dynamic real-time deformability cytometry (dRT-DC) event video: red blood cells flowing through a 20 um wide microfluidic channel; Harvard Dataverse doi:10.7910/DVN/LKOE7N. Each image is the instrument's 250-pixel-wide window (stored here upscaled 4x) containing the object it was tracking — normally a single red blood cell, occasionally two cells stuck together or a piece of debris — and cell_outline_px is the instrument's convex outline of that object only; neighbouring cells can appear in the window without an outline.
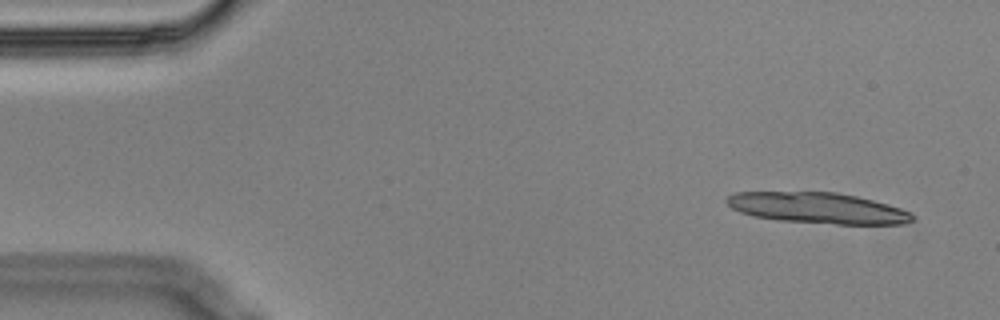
{"species": "Egyptian fruit bat (a non-hibernating species)", "species_latin": "Rousettus aegyptiacus", "temperature_condition": "cold", "stored_images_in_passage": 6, "camera_frame_rate_fps": 3000, "um_per_image_px": 0.085, "animal": {"sex": "male"}, "frame": {"image": 1, "passage_image": 1, "time_ms": 0.0, "image_size_px": [1000, 320], "cell_outline_px": [[912, 220], [904, 224], [836, 224], [776, 220], [752, 216], [740, 212], [732, 208], [724, 200], [728, 196], [736, 192], [836, 192], [856, 196], [888, 204], [912, 212]], "centroid_in_image_um": [69.48, 17.68], "position_along_channel_um": 15.5, "area_um2": 33.41}}
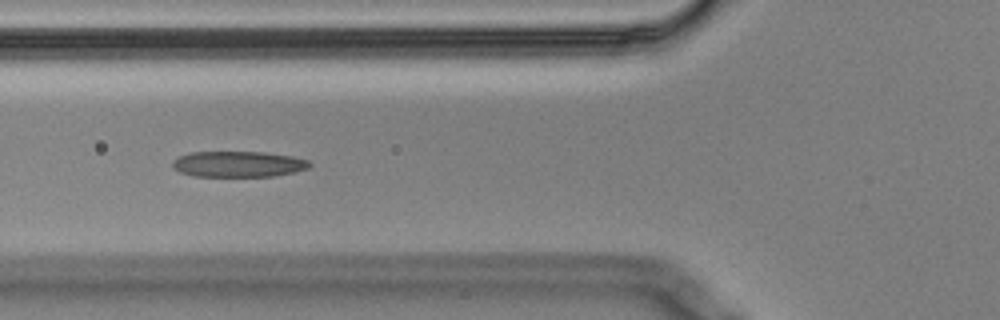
{"frame": {"image": 2, "passage_image": 6, "time_ms": 1.667, "image_size_px": [1000, 320], "cell_outline_px": [[312, 164], [308, 168], [296, 172], [272, 176], [192, 176], [180, 172], [172, 168], [172, 160], [188, 152], [264, 152], [292, 156], [308, 160]], "centroid_in_image_um": [20.24, 13.95], "position_along_channel_um": 105.6, "area_um2": 20.75}}